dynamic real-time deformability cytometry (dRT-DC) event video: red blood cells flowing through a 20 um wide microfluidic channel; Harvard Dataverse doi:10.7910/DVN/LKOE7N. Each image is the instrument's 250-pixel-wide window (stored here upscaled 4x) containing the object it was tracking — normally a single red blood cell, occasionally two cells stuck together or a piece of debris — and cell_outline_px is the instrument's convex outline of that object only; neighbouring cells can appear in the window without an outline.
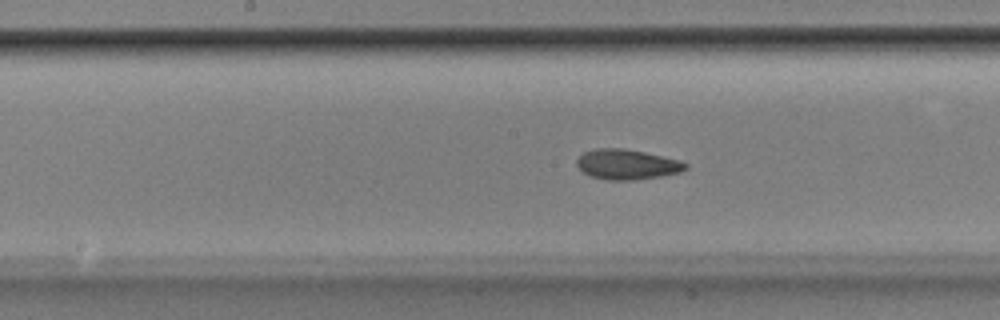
{"species": "Egyptian fruit bat (a non-hibernating species)", "species_latin": "Rousettus aegyptiacus", "temperature_condition": "room temperature", "stored_images_in_passage": 51, "camera_frame_rate_fps": 3000, "um_per_image_px": 0.085, "animal": {"sex": "male"}, "frame": {"image": 1, "passage_image": 24, "time_ms": 7.667, "image_size_px": [1000, 320], "cell_outline_px": [[688, 168], [680, 172], [660, 176], [632, 180], [608, 180], [592, 176], [584, 172], [576, 164], [576, 160], [584, 152], [596, 148], [624, 148], [644, 152], [680, 160], [688, 164]], "centroid_in_image_um": [53.31, 13.97], "position_along_channel_um": 194.9, "area_um2": 18.96}}
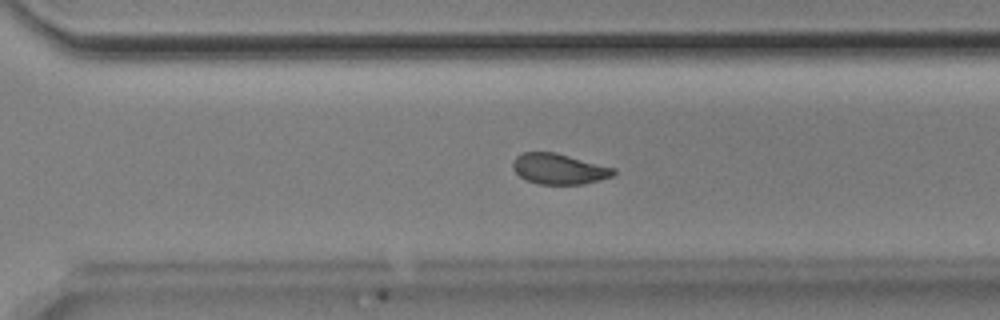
{"frame": {"image": 2, "passage_image": 34, "time_ms": 11.0, "image_size_px": [1000, 320], "cell_outline_px": [[616, 172], [612, 176], [584, 184], [540, 184], [524, 180], [512, 168], [512, 160], [520, 152], [556, 152], [616, 168]], "centroid_in_image_um": [47.49, 14.34], "position_along_channel_um": 323.1, "area_um2": 18.15}}
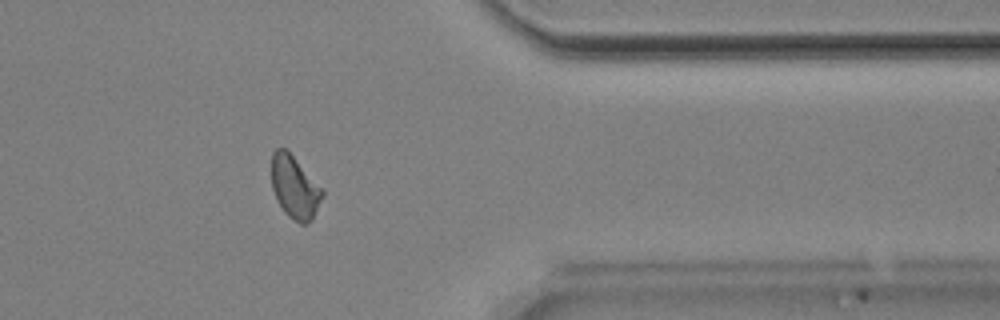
{"frame": {"image": 3, "passage_image": 40, "time_ms": 13.0, "image_size_px": [1000, 320], "cell_outline_px": [[324, 196], [312, 220], [304, 224], [300, 224], [288, 216], [284, 212], [276, 200], [272, 188], [272, 152], [276, 148], [284, 148], [324, 188]], "centroid_in_image_um": [25.07, 15.94], "position_along_channel_um": 386.3, "area_um2": 18.67}, "authors_computed_cell_mechanics": {"area_um2": 18.785, "velocity_mm_per_s": 3.8617, "shape_relaxation_time_tau1_ms": 7.3616, "shape_relaxation_time_tau2_ms": 1.3506, "deformation_change_tau1": 0.1373, "deformation_change_tau2": 0.0662}}